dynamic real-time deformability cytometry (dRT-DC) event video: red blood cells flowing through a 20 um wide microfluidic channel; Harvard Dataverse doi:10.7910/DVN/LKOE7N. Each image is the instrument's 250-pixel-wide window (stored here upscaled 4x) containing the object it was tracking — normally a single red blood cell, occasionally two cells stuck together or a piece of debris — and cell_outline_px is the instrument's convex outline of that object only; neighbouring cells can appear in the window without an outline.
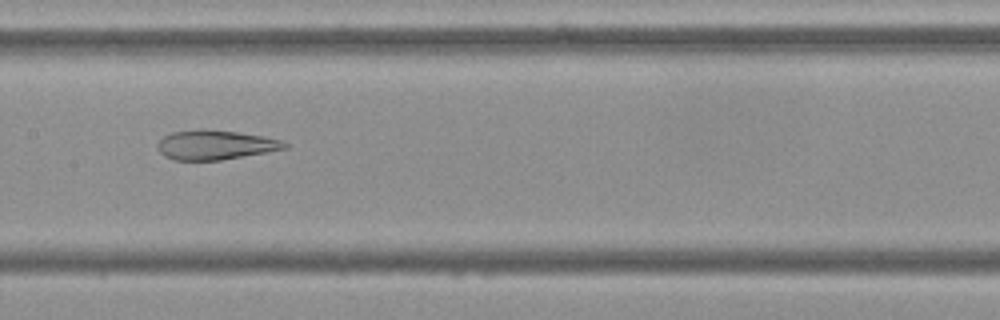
{"species": "Egyptian fruit bat (a non-hibernating species)", "species_latin": "Rousettus aegyptiacus", "temperature_condition": "cold", "stored_images_in_passage": 52, "camera_frame_rate_fps": 3000, "um_per_image_px": 0.085, "frame": {"image": 1, "passage_image": 26, "time_ms": 8.333, "image_size_px": [1000, 320], "cell_outline_px": [[288, 148], [220, 160], [176, 160], [164, 156], [156, 148], [156, 144], [164, 136], [172, 132], [236, 132], [264, 136], [280, 140], [288, 144]], "centroid_in_image_um": [18.31, 12.36], "position_along_channel_um": 189.1, "area_um2": 20.87}}
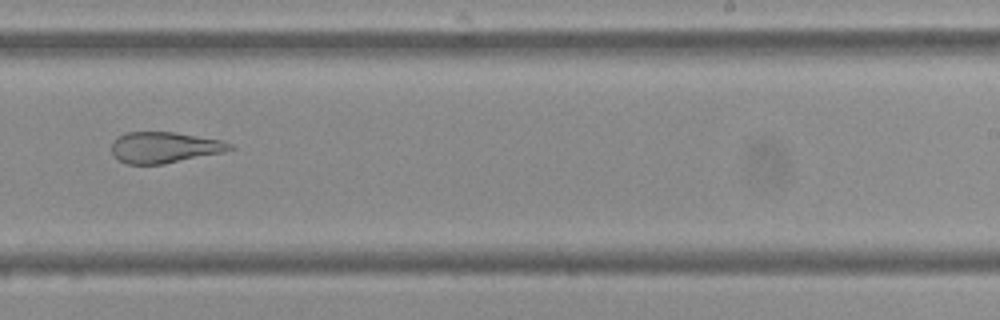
{"frame": {"image": 2, "passage_image": 33, "time_ms": 10.667, "image_size_px": [1000, 320], "cell_outline_px": [[236, 148], [224, 152], [164, 164], [128, 164], [120, 160], [112, 152], [112, 144], [120, 136], [128, 132], [172, 132], [220, 140], [232, 144]], "centroid_in_image_um": [14.02, 12.54], "position_along_channel_um": 275.0, "area_um2": 21.04}}
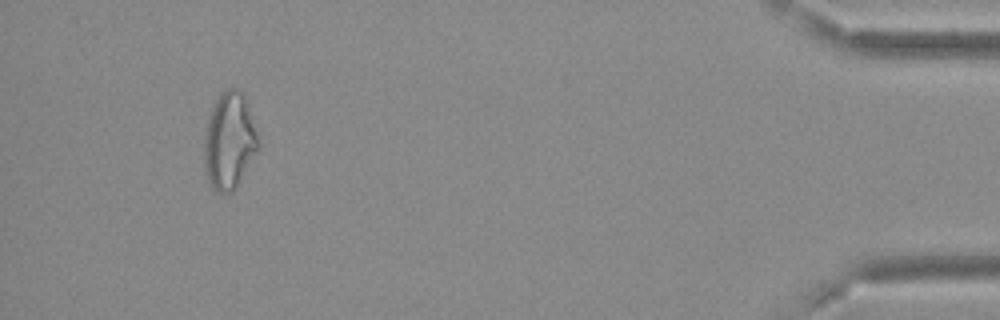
{"frame": {"image": 3, "passage_image": 50, "time_ms": 16.333, "image_size_px": [1000, 320], "cell_outline_px": [[260, 148], [236, 188], [232, 192], [224, 196], [216, 192], [212, 188], [208, 180], [204, 164], [204, 136], [208, 120], [212, 108], [216, 100], [228, 88], [236, 88], [244, 96], [260, 144]], "centroid_in_image_um": [19.49, 12.07], "position_along_channel_um": 415.7, "area_um2": 30.4}, "authors_computed_cell_mechanics": {"area_um2": 27.3105, "velocity_mm_per_s": 3.6969, "shape_relaxation_time_tau1_ms": null, "shape_relaxation_time_tau2_ms": 3.3409, "deformation_change_tau1": null, "deformation_change_tau2": 0.1174}}